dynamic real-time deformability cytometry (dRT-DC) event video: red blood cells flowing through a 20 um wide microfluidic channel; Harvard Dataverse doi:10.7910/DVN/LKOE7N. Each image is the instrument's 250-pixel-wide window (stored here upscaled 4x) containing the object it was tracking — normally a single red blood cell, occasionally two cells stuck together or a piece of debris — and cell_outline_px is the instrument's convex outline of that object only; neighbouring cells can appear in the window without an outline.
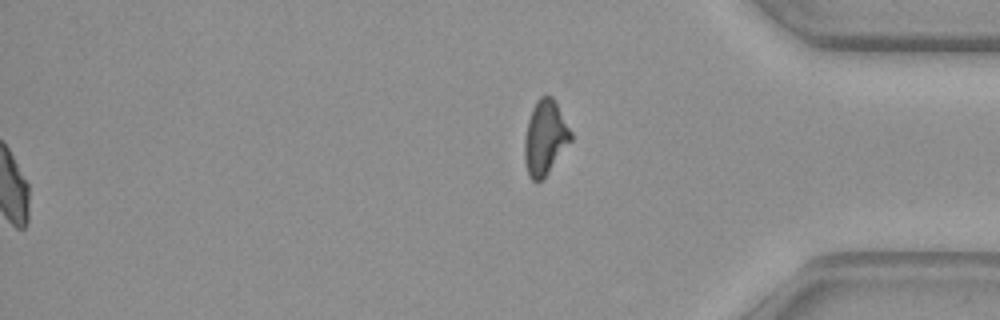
{"species": "common noctule bat (a hibernating species)", "species_latin": "Nyctalus noctula", "temperature_condition": "warm", "stored_images_in_passage": 53, "segment_of_instrument_passage": [2, 2], "camera_frame_rate_fps": 3000, "um_per_image_px": 0.085, "animal": {"sex": "female", "body_mass_g": 29.2, "forearm_length_mm": 56.3}, "frame": {"image": 1, "passage_image": 53, "time_ms": 17.333, "image_size_px": [1000, 320], "cell_outline_px": [[572, 140], [548, 172], [540, 180], [532, 180], [528, 176], [524, 160], [524, 140], [528, 120], [532, 108], [536, 100], [540, 96], [552, 96], [556, 100], [572, 132]], "centroid_in_image_um": [46.33, 11.66], "position_along_channel_um": 388.9, "area_um2": 20.17}}